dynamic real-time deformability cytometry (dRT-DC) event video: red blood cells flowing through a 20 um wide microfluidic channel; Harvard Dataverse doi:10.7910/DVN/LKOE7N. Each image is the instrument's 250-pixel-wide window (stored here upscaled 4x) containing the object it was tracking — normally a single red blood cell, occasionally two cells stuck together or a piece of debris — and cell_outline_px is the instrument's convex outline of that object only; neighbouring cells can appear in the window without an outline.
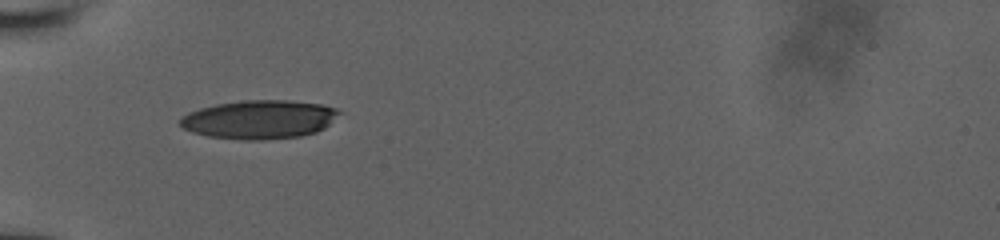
{"species": "human", "species_latin": "Homo sapiens", "temperature_condition": "room temperature", "stored_images_in_passage": 36, "camera_frame_rate_fps": 3000, "um_per_image_px": 0.085, "donor": {"sex": "male"}, "frame": {"image": 1, "passage_image": 1, "time_ms": 0.0, "image_size_px": [1000, 240], "cell_outline_px": [[344, 112], [324, 128], [316, 132], [300, 136], [264, 140], [240, 140], [208, 136], [192, 132], [184, 128], [180, 124], [180, 116], [188, 112], [200, 108], [216, 104], [244, 100], [288, 100], [320, 104], [336, 108]], "centroid_in_image_um": [22.06, 10.15], "position_along_channel_um": 62.9, "area_um2": 36.07}}
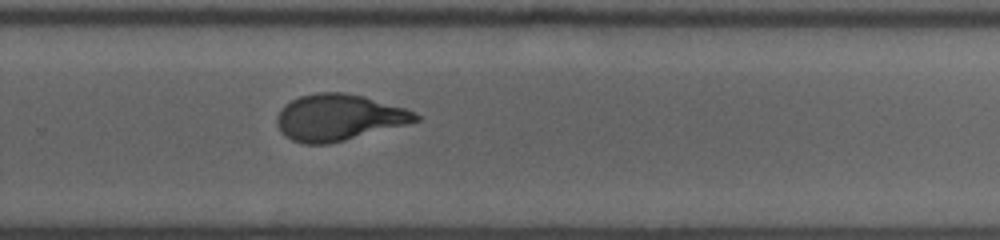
{"frame": {"image": 2, "passage_image": 20, "time_ms": 6.333, "image_size_px": [1000, 240], "cell_outline_px": [[420, 120], [344, 140], [328, 144], [304, 144], [292, 140], [284, 136], [280, 132], [276, 124], [276, 116], [280, 108], [284, 104], [300, 96], [316, 92], [344, 92], [364, 96], [404, 108], [420, 116]], "centroid_in_image_um": [28.7, 9.98], "position_along_channel_um": 301.1, "area_um2": 37.28}}
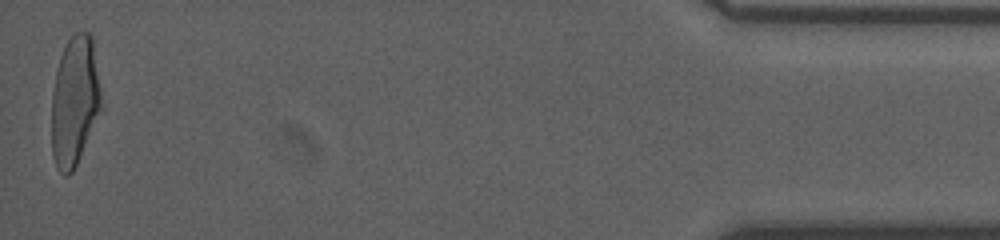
{"frame": {"image": 3, "passage_image": 36, "time_ms": 11.667, "image_size_px": [1000, 240], "cell_outline_px": [[104, 108], [72, 172], [68, 176], [64, 176], [56, 168], [52, 156], [52, 92], [56, 72], [60, 56], [68, 40], [76, 32], [88, 32], [92, 36]], "centroid_in_image_um": [6.37, 8.62], "position_along_channel_um": 428.8, "area_um2": 38.03}, "authors_computed_cell_mechanics": {"area_um2": 37.281, "velocity_mm_per_s": 3.9028, "shape_relaxation_time_tau1_ms": 4.7977, "shape_relaxation_time_tau2_ms": 0.7605, "deformation_change_tau1": 0.1992, "deformation_change_tau2": 0.0617}}